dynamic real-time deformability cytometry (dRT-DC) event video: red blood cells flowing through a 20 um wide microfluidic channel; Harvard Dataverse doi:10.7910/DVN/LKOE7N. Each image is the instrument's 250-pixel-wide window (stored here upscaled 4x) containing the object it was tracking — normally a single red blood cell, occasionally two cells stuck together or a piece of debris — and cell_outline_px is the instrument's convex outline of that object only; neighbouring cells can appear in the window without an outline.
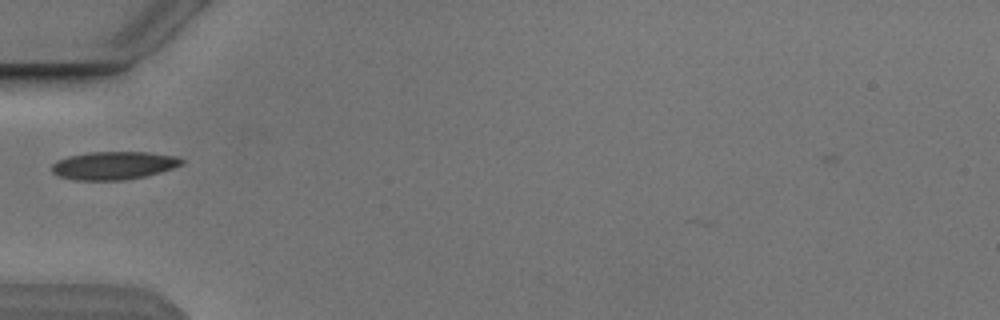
{"species": "Egyptian fruit bat (a non-hibernating species)", "species_latin": "Rousettus aegyptiacus", "temperature_condition": "cold", "stored_images_in_passage": 1, "camera_frame_rate_fps": 3000, "um_per_image_px": 0.085, "animal": {"sex": "male"}, "frame": {"image": 1, "passage_image": 1, "time_ms": 0.0, "image_size_px": [1000, 320], "cell_outline_px": [[184, 164], [160, 172], [144, 176], [124, 180], [76, 180], [60, 176], [52, 172], [52, 164], [56, 160], [68, 156], [88, 152], [148, 152], [176, 156], [184, 160]], "centroid_in_image_um": [9.66, 14.06], "position_along_channel_um": 75.3, "area_um2": 21.21}}